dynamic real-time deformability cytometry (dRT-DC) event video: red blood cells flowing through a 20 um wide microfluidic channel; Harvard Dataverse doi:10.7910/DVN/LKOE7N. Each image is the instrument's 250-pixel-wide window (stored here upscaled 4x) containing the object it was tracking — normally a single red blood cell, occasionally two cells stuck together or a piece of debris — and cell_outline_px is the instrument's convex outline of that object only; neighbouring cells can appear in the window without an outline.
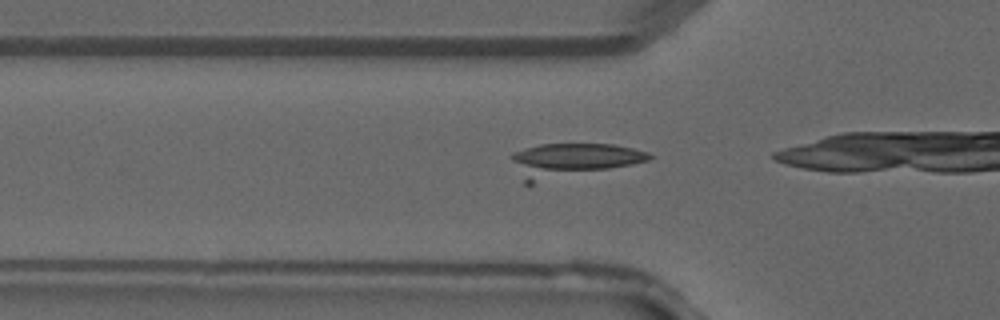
{"species": "common noctule bat (a hibernating species)", "species_latin": "Nyctalus noctula", "temperature_condition": "warm", "stored_images_in_passage": 8, "camera_frame_rate_fps": 3000, "um_per_image_px": 0.085, "animal": {"sex": "male", "forearm_length_mm": 52.5}, "frame": {"image": 1, "passage_image": 5, "time_ms": 1.333, "image_size_px": [1000, 320], "cell_outline_px": [[652, 156], [648, 160], [632, 164], [532, 184], [524, 184], [508, 156], [512, 152], [524, 148], [540, 144], [612, 144], [632, 148], [648, 152]], "centroid_in_image_um": [48.54, 13.62], "position_along_channel_um": 77.3, "area_um2": 27.17}}